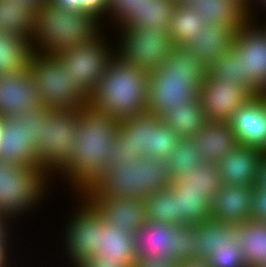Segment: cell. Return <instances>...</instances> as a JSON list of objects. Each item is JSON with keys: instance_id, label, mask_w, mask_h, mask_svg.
Here are the masks:
<instances>
[{"instance_id": "6da1fadb", "label": "cell", "mask_w": 266, "mask_h": 267, "mask_svg": "<svg viewBox=\"0 0 266 267\" xmlns=\"http://www.w3.org/2000/svg\"><path fill=\"white\" fill-rule=\"evenodd\" d=\"M119 129L120 122L107 114L88 106L79 109L76 146L67 164L52 178L54 187L62 185L69 196L81 195L110 165Z\"/></svg>"}, {"instance_id": "7a4b0ae2", "label": "cell", "mask_w": 266, "mask_h": 267, "mask_svg": "<svg viewBox=\"0 0 266 267\" xmlns=\"http://www.w3.org/2000/svg\"><path fill=\"white\" fill-rule=\"evenodd\" d=\"M208 67L191 51L175 46L164 64L148 73L147 111L163 118L174 107L199 97Z\"/></svg>"}, {"instance_id": "3957f363", "label": "cell", "mask_w": 266, "mask_h": 267, "mask_svg": "<svg viewBox=\"0 0 266 267\" xmlns=\"http://www.w3.org/2000/svg\"><path fill=\"white\" fill-rule=\"evenodd\" d=\"M148 72L126 62L117 53L88 99V107L119 122L147 111Z\"/></svg>"}, {"instance_id": "277c9868", "label": "cell", "mask_w": 266, "mask_h": 267, "mask_svg": "<svg viewBox=\"0 0 266 267\" xmlns=\"http://www.w3.org/2000/svg\"><path fill=\"white\" fill-rule=\"evenodd\" d=\"M105 31L93 12L68 11L50 0L35 7L33 51L57 55L70 47L93 42Z\"/></svg>"}, {"instance_id": "5b68a950", "label": "cell", "mask_w": 266, "mask_h": 267, "mask_svg": "<svg viewBox=\"0 0 266 267\" xmlns=\"http://www.w3.org/2000/svg\"><path fill=\"white\" fill-rule=\"evenodd\" d=\"M167 160L136 158L132 164L110 163L82 197L144 198L173 183Z\"/></svg>"}, {"instance_id": "8992f818", "label": "cell", "mask_w": 266, "mask_h": 267, "mask_svg": "<svg viewBox=\"0 0 266 267\" xmlns=\"http://www.w3.org/2000/svg\"><path fill=\"white\" fill-rule=\"evenodd\" d=\"M53 186L52 178L40 167L15 166L0 160V214L16 224L30 215L34 218L33 213L39 214L41 206L53 199Z\"/></svg>"}, {"instance_id": "52a82bcc", "label": "cell", "mask_w": 266, "mask_h": 267, "mask_svg": "<svg viewBox=\"0 0 266 267\" xmlns=\"http://www.w3.org/2000/svg\"><path fill=\"white\" fill-rule=\"evenodd\" d=\"M200 238L195 225L147 220L135 234L137 257L179 263L198 260Z\"/></svg>"}, {"instance_id": "ba28073f", "label": "cell", "mask_w": 266, "mask_h": 267, "mask_svg": "<svg viewBox=\"0 0 266 267\" xmlns=\"http://www.w3.org/2000/svg\"><path fill=\"white\" fill-rule=\"evenodd\" d=\"M68 198L70 204L73 201L74 206H71V213L67 212L64 218L66 220L63 222L64 225L62 224V231L58 232L61 235L57 238L61 236L62 239L59 240L62 244H58V247L63 251H60L62 255L57 257L62 258H59L60 262L66 261L68 267H77L85 259L95 256L99 246L102 216L81 195H70ZM64 261L62 267H67L64 266Z\"/></svg>"}, {"instance_id": "9c48e42d", "label": "cell", "mask_w": 266, "mask_h": 267, "mask_svg": "<svg viewBox=\"0 0 266 267\" xmlns=\"http://www.w3.org/2000/svg\"><path fill=\"white\" fill-rule=\"evenodd\" d=\"M79 109H50L34 141L37 167L53 178L73 155Z\"/></svg>"}, {"instance_id": "30bf717a", "label": "cell", "mask_w": 266, "mask_h": 267, "mask_svg": "<svg viewBox=\"0 0 266 267\" xmlns=\"http://www.w3.org/2000/svg\"><path fill=\"white\" fill-rule=\"evenodd\" d=\"M30 71L39 100L49 109H83L88 99L72 84L69 71L58 55L33 51Z\"/></svg>"}, {"instance_id": "8fae6325", "label": "cell", "mask_w": 266, "mask_h": 267, "mask_svg": "<svg viewBox=\"0 0 266 267\" xmlns=\"http://www.w3.org/2000/svg\"><path fill=\"white\" fill-rule=\"evenodd\" d=\"M111 33L105 30L93 42L76 45L57 54L59 61L69 71L72 84L87 99L116 54V39Z\"/></svg>"}, {"instance_id": "7c38bea8", "label": "cell", "mask_w": 266, "mask_h": 267, "mask_svg": "<svg viewBox=\"0 0 266 267\" xmlns=\"http://www.w3.org/2000/svg\"><path fill=\"white\" fill-rule=\"evenodd\" d=\"M114 35L116 53L148 73L162 66L175 48L168 28L122 26Z\"/></svg>"}, {"instance_id": "4fadbf2b", "label": "cell", "mask_w": 266, "mask_h": 267, "mask_svg": "<svg viewBox=\"0 0 266 267\" xmlns=\"http://www.w3.org/2000/svg\"><path fill=\"white\" fill-rule=\"evenodd\" d=\"M231 51L240 60L241 76L259 94L266 93V25L264 21L247 19L235 33Z\"/></svg>"}, {"instance_id": "5bb4252c", "label": "cell", "mask_w": 266, "mask_h": 267, "mask_svg": "<svg viewBox=\"0 0 266 267\" xmlns=\"http://www.w3.org/2000/svg\"><path fill=\"white\" fill-rule=\"evenodd\" d=\"M252 97L242 84L219 82L208 74L199 92L208 121L229 122L234 112Z\"/></svg>"}, {"instance_id": "9a60e30c", "label": "cell", "mask_w": 266, "mask_h": 267, "mask_svg": "<svg viewBox=\"0 0 266 267\" xmlns=\"http://www.w3.org/2000/svg\"><path fill=\"white\" fill-rule=\"evenodd\" d=\"M41 105L30 69L0 74V118L31 112Z\"/></svg>"}, {"instance_id": "2e32d148", "label": "cell", "mask_w": 266, "mask_h": 267, "mask_svg": "<svg viewBox=\"0 0 266 267\" xmlns=\"http://www.w3.org/2000/svg\"><path fill=\"white\" fill-rule=\"evenodd\" d=\"M239 145L266 151V106L264 93L253 96L238 108L229 121Z\"/></svg>"}, {"instance_id": "e0dca14e", "label": "cell", "mask_w": 266, "mask_h": 267, "mask_svg": "<svg viewBox=\"0 0 266 267\" xmlns=\"http://www.w3.org/2000/svg\"><path fill=\"white\" fill-rule=\"evenodd\" d=\"M108 224L118 226L120 231L136 234L147 222L143 200L113 197H83Z\"/></svg>"}, {"instance_id": "ac0fdd59", "label": "cell", "mask_w": 266, "mask_h": 267, "mask_svg": "<svg viewBox=\"0 0 266 267\" xmlns=\"http://www.w3.org/2000/svg\"><path fill=\"white\" fill-rule=\"evenodd\" d=\"M35 154L27 125L16 116L1 118L0 160L15 166H37Z\"/></svg>"}, {"instance_id": "d6986e66", "label": "cell", "mask_w": 266, "mask_h": 267, "mask_svg": "<svg viewBox=\"0 0 266 267\" xmlns=\"http://www.w3.org/2000/svg\"><path fill=\"white\" fill-rule=\"evenodd\" d=\"M251 195L252 186L223 184L210 202L211 218L238 225L251 220Z\"/></svg>"}, {"instance_id": "ffe728a7", "label": "cell", "mask_w": 266, "mask_h": 267, "mask_svg": "<svg viewBox=\"0 0 266 267\" xmlns=\"http://www.w3.org/2000/svg\"><path fill=\"white\" fill-rule=\"evenodd\" d=\"M264 150L238 145L217 163L223 184L254 186Z\"/></svg>"}, {"instance_id": "44dd1931", "label": "cell", "mask_w": 266, "mask_h": 267, "mask_svg": "<svg viewBox=\"0 0 266 267\" xmlns=\"http://www.w3.org/2000/svg\"><path fill=\"white\" fill-rule=\"evenodd\" d=\"M191 141L206 163L217 164L239 143L229 122L208 121Z\"/></svg>"}, {"instance_id": "7402d4cb", "label": "cell", "mask_w": 266, "mask_h": 267, "mask_svg": "<svg viewBox=\"0 0 266 267\" xmlns=\"http://www.w3.org/2000/svg\"><path fill=\"white\" fill-rule=\"evenodd\" d=\"M239 28H228L219 24H206L198 39L187 42L183 47L191 51L207 67L231 50L235 33Z\"/></svg>"}, {"instance_id": "603a6c76", "label": "cell", "mask_w": 266, "mask_h": 267, "mask_svg": "<svg viewBox=\"0 0 266 267\" xmlns=\"http://www.w3.org/2000/svg\"><path fill=\"white\" fill-rule=\"evenodd\" d=\"M161 119L152 112L146 111L121 121L116 146L119 149L134 151L137 158L146 157V150L151 147L152 130H155V125Z\"/></svg>"}, {"instance_id": "cb8c5ba5", "label": "cell", "mask_w": 266, "mask_h": 267, "mask_svg": "<svg viewBox=\"0 0 266 267\" xmlns=\"http://www.w3.org/2000/svg\"><path fill=\"white\" fill-rule=\"evenodd\" d=\"M95 257L123 261L128 267H134L137 259L135 235L127 231H120L118 226L108 224L102 217L99 246Z\"/></svg>"}, {"instance_id": "d4e9b609", "label": "cell", "mask_w": 266, "mask_h": 267, "mask_svg": "<svg viewBox=\"0 0 266 267\" xmlns=\"http://www.w3.org/2000/svg\"><path fill=\"white\" fill-rule=\"evenodd\" d=\"M196 235L200 238L198 260L207 261L214 250L229 242H236L242 233L238 224L222 223L215 219L205 220L195 225Z\"/></svg>"}, {"instance_id": "484cf974", "label": "cell", "mask_w": 266, "mask_h": 267, "mask_svg": "<svg viewBox=\"0 0 266 267\" xmlns=\"http://www.w3.org/2000/svg\"><path fill=\"white\" fill-rule=\"evenodd\" d=\"M190 6L203 15L207 24L239 28L248 19L245 5L240 0H200Z\"/></svg>"}, {"instance_id": "4316f807", "label": "cell", "mask_w": 266, "mask_h": 267, "mask_svg": "<svg viewBox=\"0 0 266 267\" xmlns=\"http://www.w3.org/2000/svg\"><path fill=\"white\" fill-rule=\"evenodd\" d=\"M162 119L181 139L193 138L208 122L199 97L174 107Z\"/></svg>"}, {"instance_id": "83f0119b", "label": "cell", "mask_w": 266, "mask_h": 267, "mask_svg": "<svg viewBox=\"0 0 266 267\" xmlns=\"http://www.w3.org/2000/svg\"><path fill=\"white\" fill-rule=\"evenodd\" d=\"M35 8L21 0H0V31L31 41Z\"/></svg>"}, {"instance_id": "f1b7e54d", "label": "cell", "mask_w": 266, "mask_h": 267, "mask_svg": "<svg viewBox=\"0 0 266 267\" xmlns=\"http://www.w3.org/2000/svg\"><path fill=\"white\" fill-rule=\"evenodd\" d=\"M32 53L31 41L0 31V74H16L28 70Z\"/></svg>"}, {"instance_id": "f546056e", "label": "cell", "mask_w": 266, "mask_h": 267, "mask_svg": "<svg viewBox=\"0 0 266 267\" xmlns=\"http://www.w3.org/2000/svg\"><path fill=\"white\" fill-rule=\"evenodd\" d=\"M177 194L179 223L196 225L211 219L210 201L203 196V191L186 190L185 184L178 179L170 185Z\"/></svg>"}, {"instance_id": "4dcf8cb0", "label": "cell", "mask_w": 266, "mask_h": 267, "mask_svg": "<svg viewBox=\"0 0 266 267\" xmlns=\"http://www.w3.org/2000/svg\"><path fill=\"white\" fill-rule=\"evenodd\" d=\"M207 23L199 12L190 5H176L168 27L175 46L183 47L187 42L198 39Z\"/></svg>"}, {"instance_id": "1f68e13d", "label": "cell", "mask_w": 266, "mask_h": 267, "mask_svg": "<svg viewBox=\"0 0 266 267\" xmlns=\"http://www.w3.org/2000/svg\"><path fill=\"white\" fill-rule=\"evenodd\" d=\"M242 233L237 244L243 249L247 267H259L266 260V223L248 220L239 224Z\"/></svg>"}, {"instance_id": "d6a6232c", "label": "cell", "mask_w": 266, "mask_h": 267, "mask_svg": "<svg viewBox=\"0 0 266 267\" xmlns=\"http://www.w3.org/2000/svg\"><path fill=\"white\" fill-rule=\"evenodd\" d=\"M148 220L179 223L176 191L170 186L143 199Z\"/></svg>"}, {"instance_id": "836d02e7", "label": "cell", "mask_w": 266, "mask_h": 267, "mask_svg": "<svg viewBox=\"0 0 266 267\" xmlns=\"http://www.w3.org/2000/svg\"><path fill=\"white\" fill-rule=\"evenodd\" d=\"M178 180L185 184L186 190L203 191V196L210 202L223 185L221 175L214 163H202L191 173L180 176Z\"/></svg>"}, {"instance_id": "e575fe53", "label": "cell", "mask_w": 266, "mask_h": 267, "mask_svg": "<svg viewBox=\"0 0 266 267\" xmlns=\"http://www.w3.org/2000/svg\"><path fill=\"white\" fill-rule=\"evenodd\" d=\"M204 163L201 152L191 139H181L168 158L167 166L174 180L187 175Z\"/></svg>"}, {"instance_id": "d590c367", "label": "cell", "mask_w": 266, "mask_h": 267, "mask_svg": "<svg viewBox=\"0 0 266 267\" xmlns=\"http://www.w3.org/2000/svg\"><path fill=\"white\" fill-rule=\"evenodd\" d=\"M146 0H108L109 14L103 22L105 30L115 33L122 26H135L141 20ZM110 27V28H108Z\"/></svg>"}, {"instance_id": "8d00e7d4", "label": "cell", "mask_w": 266, "mask_h": 267, "mask_svg": "<svg viewBox=\"0 0 266 267\" xmlns=\"http://www.w3.org/2000/svg\"><path fill=\"white\" fill-rule=\"evenodd\" d=\"M212 79L230 84H242L253 96L259 93L241 76L240 60L229 50L208 66Z\"/></svg>"}, {"instance_id": "74e56055", "label": "cell", "mask_w": 266, "mask_h": 267, "mask_svg": "<svg viewBox=\"0 0 266 267\" xmlns=\"http://www.w3.org/2000/svg\"><path fill=\"white\" fill-rule=\"evenodd\" d=\"M175 7L176 3L173 0H146L141 20L135 27L168 28Z\"/></svg>"}, {"instance_id": "f35d334b", "label": "cell", "mask_w": 266, "mask_h": 267, "mask_svg": "<svg viewBox=\"0 0 266 267\" xmlns=\"http://www.w3.org/2000/svg\"><path fill=\"white\" fill-rule=\"evenodd\" d=\"M181 140L179 134L165 125L161 119L152 130L151 147L146 150V157L157 160H167L170 152L177 147Z\"/></svg>"}, {"instance_id": "ab89813d", "label": "cell", "mask_w": 266, "mask_h": 267, "mask_svg": "<svg viewBox=\"0 0 266 267\" xmlns=\"http://www.w3.org/2000/svg\"><path fill=\"white\" fill-rule=\"evenodd\" d=\"M242 248L236 242L222 245L207 259L208 267H247Z\"/></svg>"}, {"instance_id": "60d3db41", "label": "cell", "mask_w": 266, "mask_h": 267, "mask_svg": "<svg viewBox=\"0 0 266 267\" xmlns=\"http://www.w3.org/2000/svg\"><path fill=\"white\" fill-rule=\"evenodd\" d=\"M56 6L68 11L93 12L103 22L109 14L108 0H50Z\"/></svg>"}, {"instance_id": "b9f144b4", "label": "cell", "mask_w": 266, "mask_h": 267, "mask_svg": "<svg viewBox=\"0 0 266 267\" xmlns=\"http://www.w3.org/2000/svg\"><path fill=\"white\" fill-rule=\"evenodd\" d=\"M49 114L50 109L42 104L31 112L20 113L16 116L23 124L27 125L28 137L31 138L32 143L40 136L41 123L45 121Z\"/></svg>"}, {"instance_id": "7bdbcfd3", "label": "cell", "mask_w": 266, "mask_h": 267, "mask_svg": "<svg viewBox=\"0 0 266 267\" xmlns=\"http://www.w3.org/2000/svg\"><path fill=\"white\" fill-rule=\"evenodd\" d=\"M251 220L266 223V189L252 186Z\"/></svg>"}, {"instance_id": "ee69618b", "label": "cell", "mask_w": 266, "mask_h": 267, "mask_svg": "<svg viewBox=\"0 0 266 267\" xmlns=\"http://www.w3.org/2000/svg\"><path fill=\"white\" fill-rule=\"evenodd\" d=\"M17 227L20 229L19 224H16L7 216L0 214V244H21L20 242L18 243V239L22 237L16 233L18 231ZM18 235L19 237L17 238Z\"/></svg>"}, {"instance_id": "f6af8a7d", "label": "cell", "mask_w": 266, "mask_h": 267, "mask_svg": "<svg viewBox=\"0 0 266 267\" xmlns=\"http://www.w3.org/2000/svg\"><path fill=\"white\" fill-rule=\"evenodd\" d=\"M17 248L18 247L16 244H0V267H18V266L19 267H25V265L22 266L21 264H25V263L27 264V261L25 259L26 257H24V254L21 255L22 252L19 253L20 251ZM16 249H17V251H16ZM14 251H16V252H14ZM17 252L19 253V255L21 257L18 255ZM16 255H18V256H16ZM23 257H24V259H22ZM14 258L16 261L14 260ZM16 258L20 259V260L18 261ZM23 260H25L26 262L22 263ZM20 261H21V264H19Z\"/></svg>"}, {"instance_id": "bcb514c9", "label": "cell", "mask_w": 266, "mask_h": 267, "mask_svg": "<svg viewBox=\"0 0 266 267\" xmlns=\"http://www.w3.org/2000/svg\"><path fill=\"white\" fill-rule=\"evenodd\" d=\"M179 264L169 257L159 260L137 257L134 267H179Z\"/></svg>"}, {"instance_id": "7dc6e473", "label": "cell", "mask_w": 266, "mask_h": 267, "mask_svg": "<svg viewBox=\"0 0 266 267\" xmlns=\"http://www.w3.org/2000/svg\"><path fill=\"white\" fill-rule=\"evenodd\" d=\"M245 9L248 14V19L263 20L261 18L262 15H265L266 17V0H248L247 4L245 5ZM259 14L261 15L259 16Z\"/></svg>"}, {"instance_id": "c3c4849f", "label": "cell", "mask_w": 266, "mask_h": 267, "mask_svg": "<svg viewBox=\"0 0 266 267\" xmlns=\"http://www.w3.org/2000/svg\"><path fill=\"white\" fill-rule=\"evenodd\" d=\"M77 267H128L123 261H111L92 256Z\"/></svg>"}, {"instance_id": "681fc988", "label": "cell", "mask_w": 266, "mask_h": 267, "mask_svg": "<svg viewBox=\"0 0 266 267\" xmlns=\"http://www.w3.org/2000/svg\"><path fill=\"white\" fill-rule=\"evenodd\" d=\"M136 158L137 156L134 151L129 149H119L116 146L111 156V163L132 164Z\"/></svg>"}, {"instance_id": "f907efd6", "label": "cell", "mask_w": 266, "mask_h": 267, "mask_svg": "<svg viewBox=\"0 0 266 267\" xmlns=\"http://www.w3.org/2000/svg\"><path fill=\"white\" fill-rule=\"evenodd\" d=\"M256 185L262 189H266V151H263L259 162Z\"/></svg>"}, {"instance_id": "816d5d0a", "label": "cell", "mask_w": 266, "mask_h": 267, "mask_svg": "<svg viewBox=\"0 0 266 267\" xmlns=\"http://www.w3.org/2000/svg\"><path fill=\"white\" fill-rule=\"evenodd\" d=\"M179 267H208V264L206 261L195 260V261L182 262L179 264Z\"/></svg>"}, {"instance_id": "f5cc1de1", "label": "cell", "mask_w": 266, "mask_h": 267, "mask_svg": "<svg viewBox=\"0 0 266 267\" xmlns=\"http://www.w3.org/2000/svg\"><path fill=\"white\" fill-rule=\"evenodd\" d=\"M173 1L176 3V5H190L200 2V0H173Z\"/></svg>"}, {"instance_id": "db71d44e", "label": "cell", "mask_w": 266, "mask_h": 267, "mask_svg": "<svg viewBox=\"0 0 266 267\" xmlns=\"http://www.w3.org/2000/svg\"><path fill=\"white\" fill-rule=\"evenodd\" d=\"M26 2L27 4H30L31 6H33L34 8L36 6L41 5L43 2L47 1V0H21Z\"/></svg>"}, {"instance_id": "11a10c76", "label": "cell", "mask_w": 266, "mask_h": 267, "mask_svg": "<svg viewBox=\"0 0 266 267\" xmlns=\"http://www.w3.org/2000/svg\"><path fill=\"white\" fill-rule=\"evenodd\" d=\"M259 267H266V260Z\"/></svg>"}, {"instance_id": "9f6ffc18", "label": "cell", "mask_w": 266, "mask_h": 267, "mask_svg": "<svg viewBox=\"0 0 266 267\" xmlns=\"http://www.w3.org/2000/svg\"><path fill=\"white\" fill-rule=\"evenodd\" d=\"M244 5L247 4L248 0H240Z\"/></svg>"}, {"instance_id": "6f0895ef", "label": "cell", "mask_w": 266, "mask_h": 267, "mask_svg": "<svg viewBox=\"0 0 266 267\" xmlns=\"http://www.w3.org/2000/svg\"><path fill=\"white\" fill-rule=\"evenodd\" d=\"M264 103H265V106H266V93H264Z\"/></svg>"}]
</instances>
